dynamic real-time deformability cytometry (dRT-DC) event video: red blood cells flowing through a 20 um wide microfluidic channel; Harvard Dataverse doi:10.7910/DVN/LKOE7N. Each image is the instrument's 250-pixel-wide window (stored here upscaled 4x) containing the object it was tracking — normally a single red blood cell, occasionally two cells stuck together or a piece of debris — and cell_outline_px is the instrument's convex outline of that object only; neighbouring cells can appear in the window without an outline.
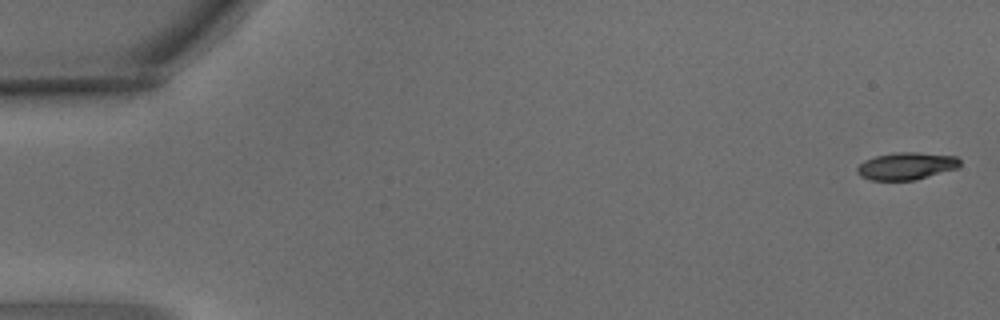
{"species": "common noctule bat (a hibernating species)", "species_latin": "Nyctalus noctula", "temperature_condition": "warm", "stored_images_in_passage": 6, "camera_frame_rate_fps": 3000, "um_per_image_px": 0.085, "animal": {"sex": "male", "body_mass_g": 15.6}, "frame": {"image": 1, "passage_image": 1, "time_ms": 0.0, "image_size_px": [1000, 320], "cell_outline_px": [[960, 164], [956, 168], [912, 180], [872, 180], [860, 176], [856, 172], [856, 168], [864, 160], [876, 156], [896, 152], [916, 152], [956, 156], [960, 160]], "centroid_in_image_um": [76.99, 14.1], "position_along_channel_um": 8.0, "area_um2": 16.13}}
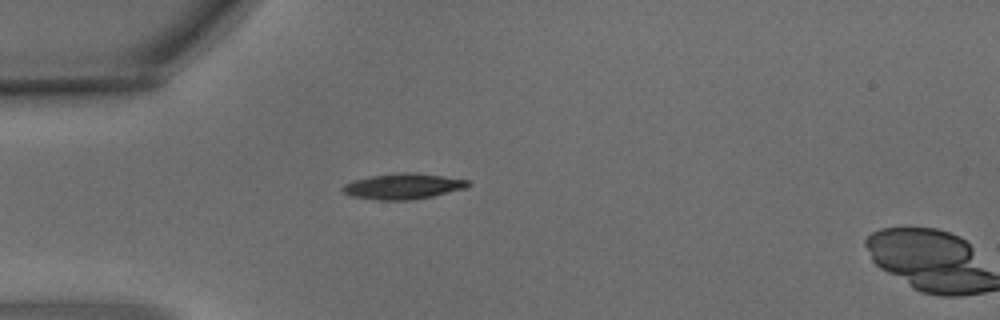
{"frame": {"image": 2, "passage_image": 5, "time_ms": 1.333, "image_size_px": [1000, 320], "cell_outline_px": [[472, 184], [464, 188], [432, 196], [408, 200], [376, 200], [348, 196], [340, 188], [344, 184], [352, 180], [372, 176], [400, 172], [416, 172], [468, 180]], "centroid_in_image_um": [34.2, 15.83], "position_along_channel_um": 50.8, "area_um2": 18.79}}